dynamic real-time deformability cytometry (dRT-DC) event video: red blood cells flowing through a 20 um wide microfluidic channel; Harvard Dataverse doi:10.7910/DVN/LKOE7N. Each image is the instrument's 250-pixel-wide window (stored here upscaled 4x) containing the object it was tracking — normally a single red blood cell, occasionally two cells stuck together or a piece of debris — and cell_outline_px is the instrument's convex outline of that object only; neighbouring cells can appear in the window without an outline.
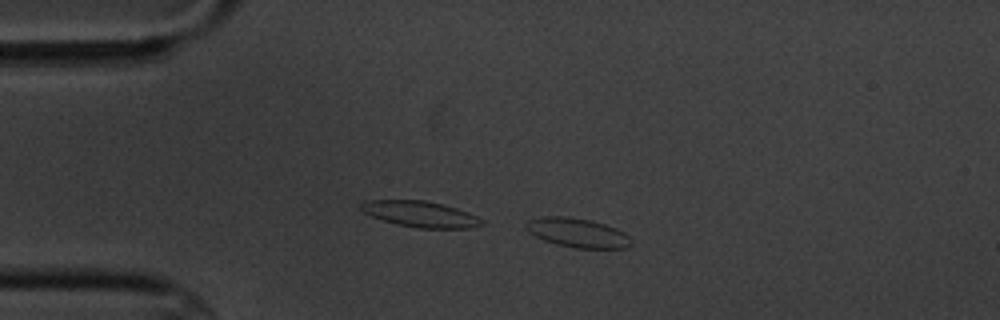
{"species": "common noctule bat (a hibernating species)", "species_latin": "Nyctalus noctula", "temperature_condition": "cold", "stored_images_in_passage": 5, "camera_frame_rate_fps": 3000, "um_per_image_px": 0.085, "animal": {"sex": "male", "body_mass_g": 20.1, "forearm_length_mm": 53.5}, "frame": {"image": 1, "passage_image": 4, "time_ms": 4.0, "image_size_px": [1000, 320], "cell_outline_px": [[632, 244], [628, 248], [576, 248], [556, 244], [544, 240], [528, 232], [524, 224], [528, 220], [544, 216], [568, 216], [592, 220], [616, 228], [624, 232], [632, 240]], "centroid_in_image_um": [49.09, 19.78], "position_along_channel_um": 35.9, "area_um2": 18.03}}